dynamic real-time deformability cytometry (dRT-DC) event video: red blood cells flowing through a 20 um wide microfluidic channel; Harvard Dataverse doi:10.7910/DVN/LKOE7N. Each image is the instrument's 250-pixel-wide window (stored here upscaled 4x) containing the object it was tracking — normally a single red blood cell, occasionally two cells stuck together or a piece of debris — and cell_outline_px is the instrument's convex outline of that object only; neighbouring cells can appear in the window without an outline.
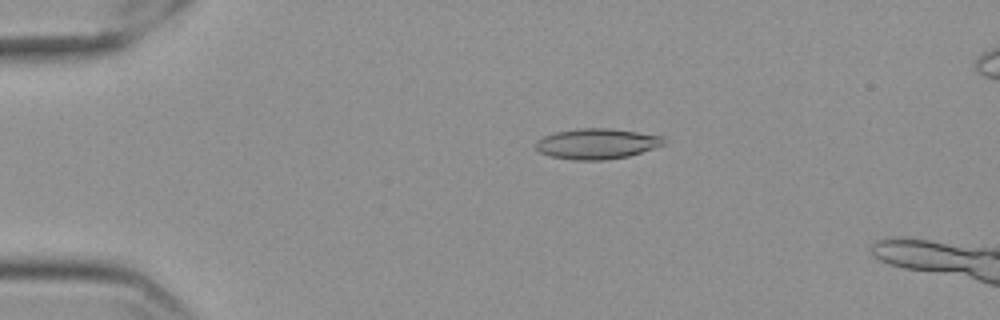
{"species": "Egyptian fruit bat (a non-hibernating species)", "species_latin": "Rousettus aegyptiacus", "temperature_condition": "cold", "stored_images_in_passage": 10, "camera_frame_rate_fps": 3000, "um_per_image_px": 0.085, "frame": {"image": 1, "passage_image": 5, "time_ms": 1.333, "image_size_px": [1000, 320], "cell_outline_px": [[664, 144], [628, 156], [604, 160], [572, 160], [548, 156], [540, 152], [536, 148], [536, 140], [544, 136], [556, 132], [580, 128], [612, 128], [664, 136]], "centroid_in_image_um": [50.7, 12.21], "position_along_channel_um": 34.3, "area_um2": 22.72}}